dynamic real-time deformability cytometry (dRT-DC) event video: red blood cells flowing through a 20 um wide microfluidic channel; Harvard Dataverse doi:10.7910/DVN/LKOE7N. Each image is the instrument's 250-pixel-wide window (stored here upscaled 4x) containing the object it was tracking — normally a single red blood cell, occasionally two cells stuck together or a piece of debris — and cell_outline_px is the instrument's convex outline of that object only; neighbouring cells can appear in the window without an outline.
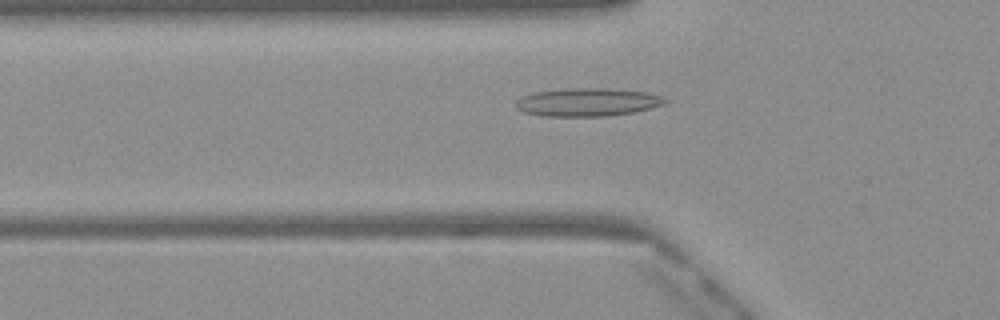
{"species": "Egyptian fruit bat (a non-hibernating species)", "species_latin": "Rousettus aegyptiacus", "temperature_condition": "warm", "stored_images_in_passage": 50, "camera_frame_rate_fps": 3000, "um_per_image_px": 0.085, "frame": {"image": 1, "passage_image": 17, "time_ms": 5.333, "image_size_px": [1000, 320], "cell_outline_px": [[668, 100], [664, 104], [636, 112], [608, 116], [544, 116], [524, 112], [516, 104], [516, 100], [532, 92], [572, 88], [608, 88], [644, 92], [664, 96]], "centroid_in_image_um": [49.98, 8.68], "position_along_channel_um": 75.8, "area_um2": 24.39}}
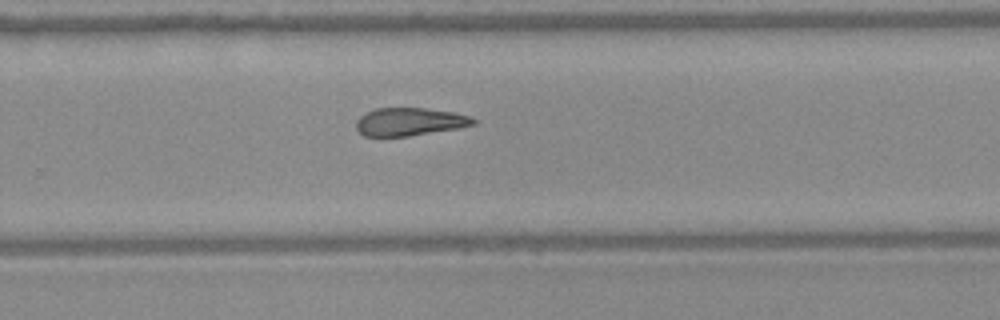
{"frame": {"image": 2, "passage_image": 33, "time_ms": 10.667, "image_size_px": [1000, 320], "cell_outline_px": [[476, 124], [456, 128], [408, 136], [364, 136], [356, 128], [356, 120], [364, 112], [376, 108], [424, 108], [452, 112], [472, 116], [476, 120]], "centroid_in_image_um": [34.79, 10.34], "position_along_channel_um": 295.0, "area_um2": 19.02}}
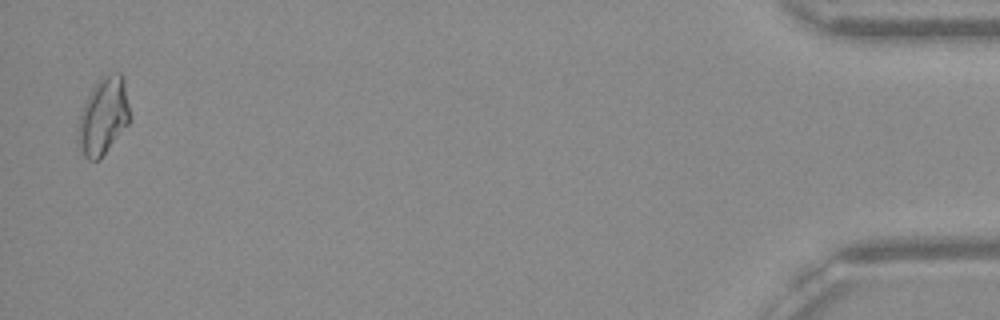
{"frame": {"image": 3, "passage_image": 49, "time_ms": 16.0, "image_size_px": [1000, 320], "cell_outline_px": [[128, 124], [100, 160], [88, 160], [80, 152], [76, 132], [80, 112], [92, 88], [104, 72], [120, 72], [124, 80], [128, 104]], "centroid_in_image_um": [8.74, 9.88], "position_along_channel_um": 426.5, "area_um2": 23.41}, "authors_computed_cell_mechanics": {"area_um2": 20.808, "velocity_mm_per_s": 4.0893, "shape_relaxation_time_tau1_ms": null, "shape_relaxation_time_tau2_ms": 5.9155, "deformation_change_tau1": null, "deformation_change_tau2": 0.1774}}